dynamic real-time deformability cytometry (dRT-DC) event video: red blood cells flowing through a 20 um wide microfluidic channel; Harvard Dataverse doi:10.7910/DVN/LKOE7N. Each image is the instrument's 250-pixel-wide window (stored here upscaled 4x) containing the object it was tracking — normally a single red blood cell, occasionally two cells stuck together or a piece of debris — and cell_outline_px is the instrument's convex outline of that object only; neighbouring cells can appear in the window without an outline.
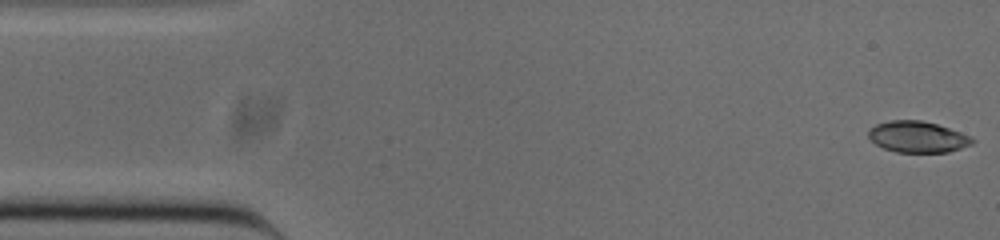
{"species": "common noctule bat (a hibernating species)", "species_latin": "Nyctalus noctula", "temperature_condition": "cold", "stored_images_in_passage": 52, "camera_frame_rate_fps": 3000, "um_per_image_px": 0.085, "animal": {"sex": "male", "body_mass_g": 20.0, "forearm_length_mm": 53.3}, "frame": {"image": 1, "passage_image": 1, "time_ms": 0.0, "image_size_px": [1000, 240], "cell_outline_px": [[976, 140], [972, 144], [948, 152], [896, 152], [884, 148], [876, 144], [868, 136], [868, 132], [876, 124], [892, 120], [920, 120], [936, 124], [972, 136]], "centroid_in_image_um": [78.02, 11.64], "position_along_channel_um": 7.0, "area_um2": 18.73}}
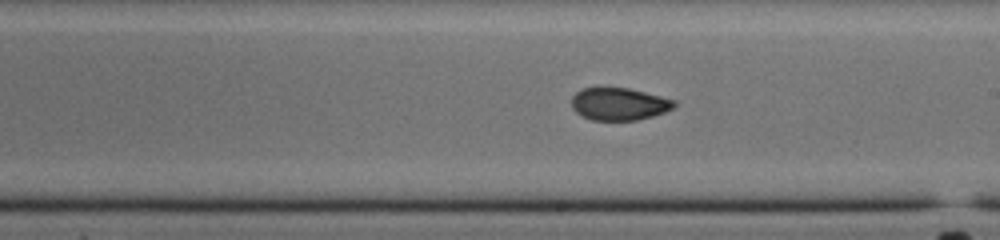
{"frame": {"image": 2, "passage_image": 28, "time_ms": 9.0, "image_size_px": [1000, 240], "cell_outline_px": [[676, 104], [672, 108], [664, 112], [652, 116], [636, 120], [592, 120], [580, 116], [572, 108], [572, 96], [580, 88], [628, 88], [676, 100]], "centroid_in_image_um": [52.59, 8.84], "position_along_channel_um": 236.4, "area_um2": 19.36}}
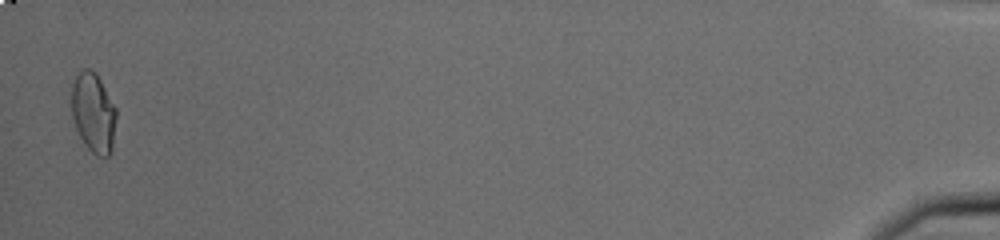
{"frame": {"image": 3, "passage_image": 51, "time_ms": 16.667, "image_size_px": [1000, 240], "cell_outline_px": [[116, 116], [112, 152], [108, 156], [96, 156], [84, 144], [72, 120], [72, 84], [76, 76], [84, 68], [88, 68], [96, 72], [116, 108]], "centroid_in_image_um": [7.94, 9.59], "position_along_channel_um": 427.3, "area_um2": 20.81}, "authors_computed_cell_mechanics": {"area_um2": 19.9699, "velocity_mm_per_s": 3.8579, "shape_relaxation_time_tau1_ms": 7.6943, "shape_relaxation_time_tau2_ms": 1.5956, "deformation_change_tau1": 0.1855, "deformation_change_tau2": 0.055}}